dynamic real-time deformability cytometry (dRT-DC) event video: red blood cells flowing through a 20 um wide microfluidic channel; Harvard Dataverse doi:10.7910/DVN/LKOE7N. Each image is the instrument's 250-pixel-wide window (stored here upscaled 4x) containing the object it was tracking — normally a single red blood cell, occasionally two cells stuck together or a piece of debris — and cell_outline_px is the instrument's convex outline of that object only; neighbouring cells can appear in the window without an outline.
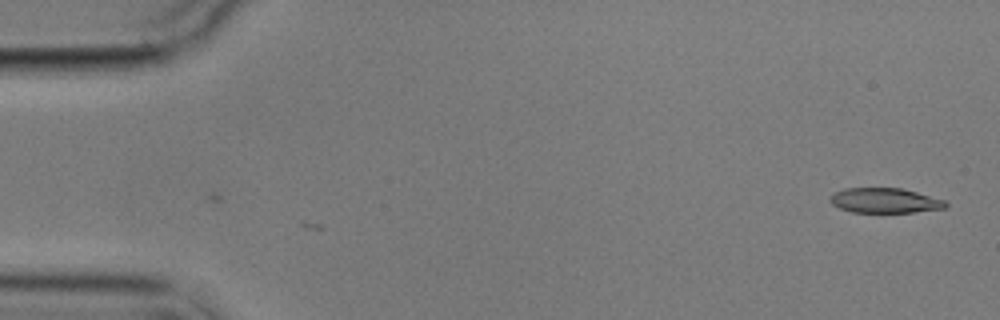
{"species": "common noctule bat (a hibernating species)", "species_latin": "Nyctalus noctula", "temperature_condition": "cold", "stored_images_in_passage": 2, "camera_frame_rate_fps": 3000, "um_per_image_px": 0.085, "animal": {"sex": "male", "body_mass_g": 17.9}, "frame": {"image": 1, "passage_image": 2, "time_ms": 1.0, "image_size_px": [1000, 320], "cell_outline_px": [[948, 204], [944, 208], [912, 212], [852, 212], [840, 208], [832, 204], [828, 200], [832, 192], [844, 188], [900, 188], [916, 192], [944, 200]], "centroid_in_image_um": [75.14, 17.04], "position_along_channel_um": 9.9, "area_um2": 16.7}}